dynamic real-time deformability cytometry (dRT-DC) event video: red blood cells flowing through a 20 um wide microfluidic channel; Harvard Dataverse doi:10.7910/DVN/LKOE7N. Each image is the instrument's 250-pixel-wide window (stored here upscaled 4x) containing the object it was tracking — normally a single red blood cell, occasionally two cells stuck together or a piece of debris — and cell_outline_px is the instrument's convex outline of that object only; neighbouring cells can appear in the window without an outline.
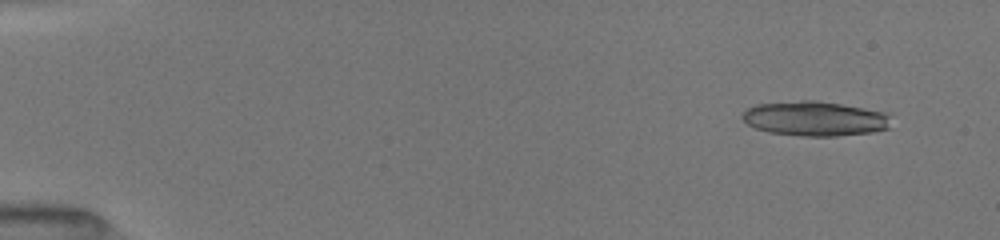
{"species": "common noctule bat (a hibernating species)", "species_latin": "Nyctalus noctula", "temperature_condition": "room temperature", "stored_images_in_passage": 31, "camera_frame_rate_fps": 3000, "um_per_image_px": 0.085, "animal": {"sex": "female", "body_mass_g": 19.5, "forearm_length_mm": 54.1}, "frame": {"image": 1, "passage_image": 3, "time_ms": 1.0, "image_size_px": [1000, 240], "cell_outline_px": [[888, 128], [872, 132], [836, 136], [800, 136], [768, 132], [756, 128], [748, 124], [740, 116], [748, 108], [756, 104], [800, 100], [816, 100], [864, 108], [884, 112], [888, 116]], "centroid_in_image_um": [69.21, 10.08], "position_along_channel_um": 15.8, "area_um2": 29.88}}
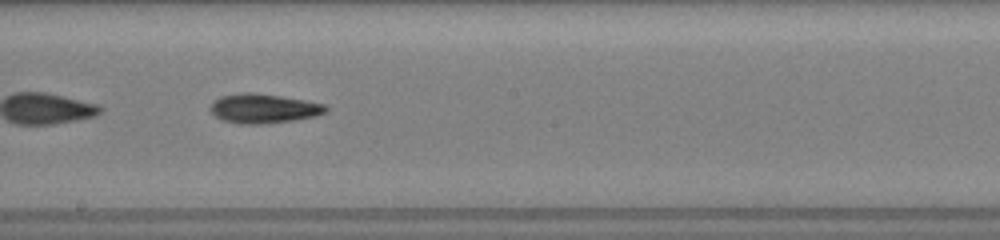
{"frame": {"image": 2, "passage_image": 20, "time_ms": 9.667, "image_size_px": [1000, 240], "cell_outline_px": [[328, 112], [316, 116], [292, 120], [260, 124], [240, 124], [224, 120], [216, 116], [208, 108], [220, 96], [244, 92], [252, 92], [280, 96], [328, 104]], "centroid_in_image_um": [22.45, 9.21], "position_along_channel_um": 225.8, "area_um2": 19.71}}
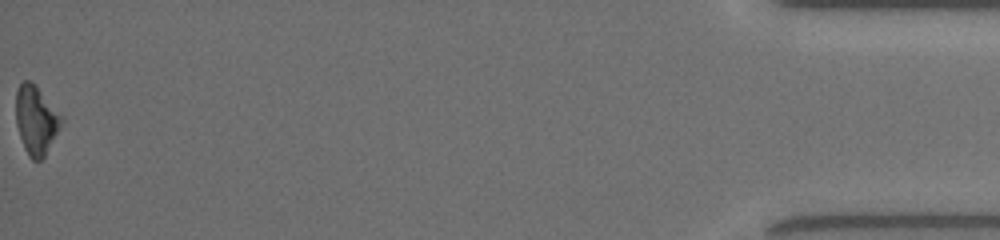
{"frame": {"image": 3, "passage_image": 31, "time_ms": 17.0, "image_size_px": [1000, 240], "cell_outline_px": [[64, 120], [44, 156], [40, 160], [32, 160], [28, 156], [24, 148], [16, 124], [16, 92], [20, 84], [24, 80], [28, 80], [64, 116]], "centroid_in_image_um": [3.06, 10.23], "position_along_channel_um": 432.1, "area_um2": 17.86}, "authors_computed_cell_mechanics": {"area_um2": 19.4786, "velocity_mm_per_s": 4.0361, "shape_relaxation_time_tau1_ms": 3.8958, "shape_relaxation_time_tau2_ms": 5.181, "deformation_change_tau1": 0.1452, "deformation_change_tau2": 0.1475}}